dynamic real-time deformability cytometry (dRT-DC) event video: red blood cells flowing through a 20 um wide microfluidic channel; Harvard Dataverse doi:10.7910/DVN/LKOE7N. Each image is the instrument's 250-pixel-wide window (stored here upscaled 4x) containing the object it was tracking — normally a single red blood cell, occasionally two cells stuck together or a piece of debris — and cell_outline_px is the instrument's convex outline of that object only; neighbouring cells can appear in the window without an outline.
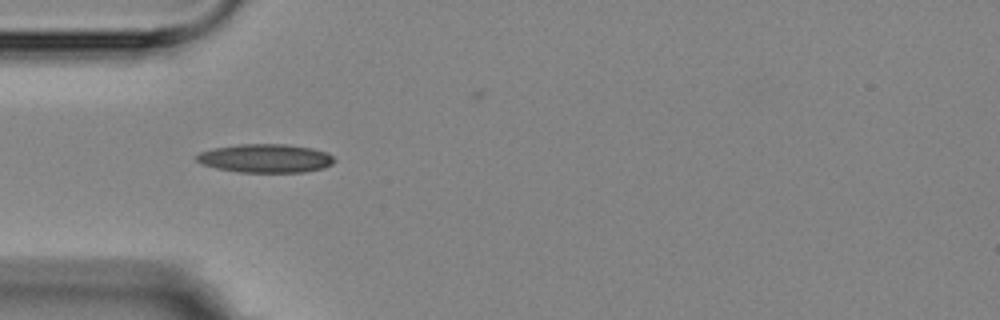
{"species": "Egyptian fruit bat (a non-hibernating species)", "species_latin": "Rousettus aegyptiacus", "temperature_condition": "room temperature", "stored_images_in_passage": 2, "camera_frame_rate_fps": 3000, "um_per_image_px": 0.085, "animal": {"sex": "female"}, "frame": {"image": 1, "passage_image": 1, "time_ms": 0.0, "image_size_px": [1000, 320], "cell_outline_px": [[336, 160], [332, 164], [324, 168], [304, 172], [240, 172], [216, 168], [204, 164], [196, 160], [196, 156], [200, 152], [212, 148], [240, 144], [284, 144], [312, 148], [324, 152], [332, 156]], "centroid_in_image_um": [22.57, 13.46], "position_along_channel_um": 62.4, "area_um2": 22.83}}
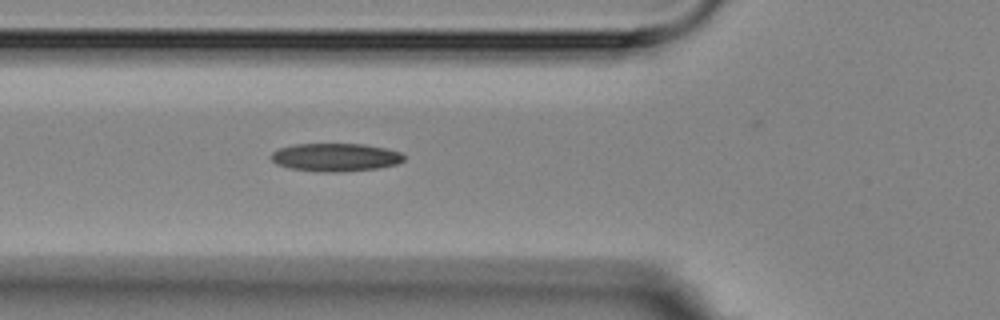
{"frame": {"image": 2, "passage_image": 2, "time_ms": 1.0, "image_size_px": [1000, 320], "cell_outline_px": [[404, 160], [396, 164], [380, 168], [340, 172], [320, 172], [288, 168], [276, 164], [272, 160], [272, 152], [280, 148], [296, 144], [364, 144], [384, 148], [400, 152], [404, 156]], "centroid_in_image_um": [28.51, 13.38], "position_along_channel_um": 97.3, "area_um2": 21.73}}